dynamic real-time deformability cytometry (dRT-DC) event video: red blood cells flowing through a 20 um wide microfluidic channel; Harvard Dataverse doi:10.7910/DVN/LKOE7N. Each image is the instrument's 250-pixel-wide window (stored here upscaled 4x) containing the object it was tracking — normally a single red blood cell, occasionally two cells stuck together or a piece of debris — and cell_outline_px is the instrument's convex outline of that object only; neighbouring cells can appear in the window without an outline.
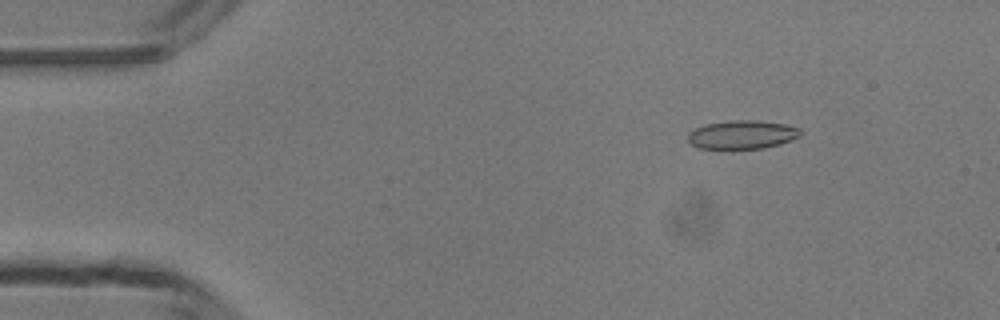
{"species": "common noctule bat (a hibernating species)", "species_latin": "Nyctalus noctula", "temperature_condition": "room temperature", "stored_images_in_passage": 16, "camera_frame_rate_fps": 3000, "um_per_image_px": 0.085, "animal": {"sex": "male", "body_mass_g": 13.3}, "frame": {"image": 1, "passage_image": 7, "time_ms": 2.0, "image_size_px": [1000, 320], "cell_outline_px": [[800, 136], [792, 140], [780, 144], [764, 148], [728, 152], [700, 148], [692, 144], [688, 140], [688, 132], [704, 124], [728, 120], [756, 120], [784, 124], [800, 128]], "centroid_in_image_um": [63.04, 11.49], "position_along_channel_um": 22.0, "area_um2": 19.59}}